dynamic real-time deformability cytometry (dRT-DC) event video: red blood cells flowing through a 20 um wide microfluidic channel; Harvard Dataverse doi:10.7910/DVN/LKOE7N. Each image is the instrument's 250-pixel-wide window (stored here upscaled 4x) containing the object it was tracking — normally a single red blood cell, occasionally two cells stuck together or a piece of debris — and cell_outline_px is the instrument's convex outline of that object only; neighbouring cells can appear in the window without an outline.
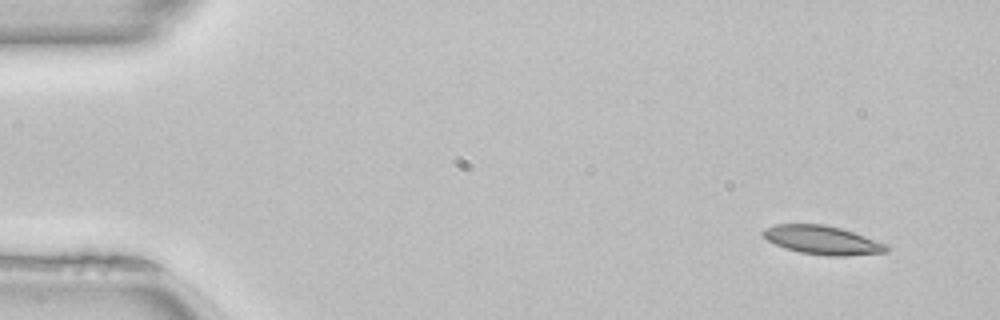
{"species": "common noctule bat (a hibernating species)", "species_latin": "Nyctalus noctula", "temperature_condition": "room temperature", "stored_images_in_passage": 47, "camera_frame_rate_fps": 3000, "um_per_image_px": 0.085, "animal": {"sex": "female", "body_mass_g": 22.7, "forearm_length_mm": 54.2}, "frame": {"image": 1, "passage_image": 1, "time_ms": 0.0, "image_size_px": [1000, 320], "cell_outline_px": [[888, 252], [848, 256], [828, 256], [800, 252], [784, 248], [768, 240], [760, 232], [764, 228], [776, 224], [820, 224], [840, 228], [864, 236], [884, 244], [888, 248]], "centroid_in_image_um": [69.86, 20.41], "position_along_channel_um": 15.1, "area_um2": 20.4}}
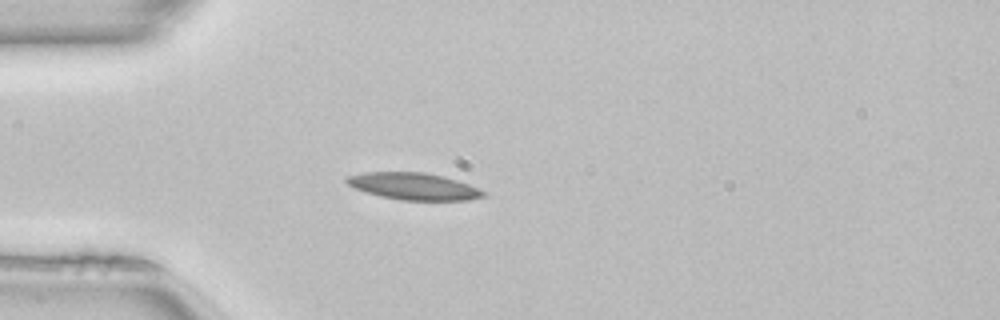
{"frame": {"image": 2, "passage_image": 11, "time_ms": 3.333, "image_size_px": [1000, 320], "cell_outline_px": [[488, 192], [484, 196], [468, 200], [400, 200], [380, 196], [356, 188], [348, 184], [344, 180], [344, 176], [364, 172], [424, 172], [456, 180], [468, 184]], "centroid_in_image_um": [35.14, 15.83], "position_along_channel_um": 49.9, "area_um2": 21.33}}
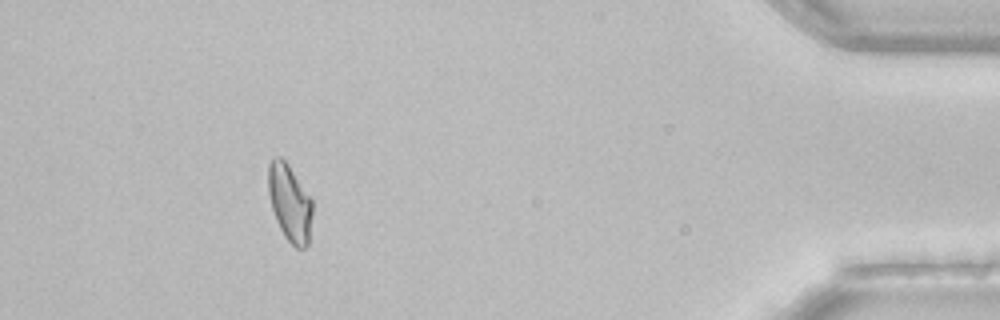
{"frame": {"image": 3, "passage_image": 43, "time_ms": 14.0, "image_size_px": [1000, 320], "cell_outline_px": [[312, 216], [308, 244], [304, 248], [296, 248], [284, 236], [276, 220], [272, 208], [268, 192], [268, 164], [272, 156], [280, 156], [288, 164], [312, 200]], "centroid_in_image_um": [24.61, 17.22], "position_along_channel_um": 410.6, "area_um2": 19.77}}